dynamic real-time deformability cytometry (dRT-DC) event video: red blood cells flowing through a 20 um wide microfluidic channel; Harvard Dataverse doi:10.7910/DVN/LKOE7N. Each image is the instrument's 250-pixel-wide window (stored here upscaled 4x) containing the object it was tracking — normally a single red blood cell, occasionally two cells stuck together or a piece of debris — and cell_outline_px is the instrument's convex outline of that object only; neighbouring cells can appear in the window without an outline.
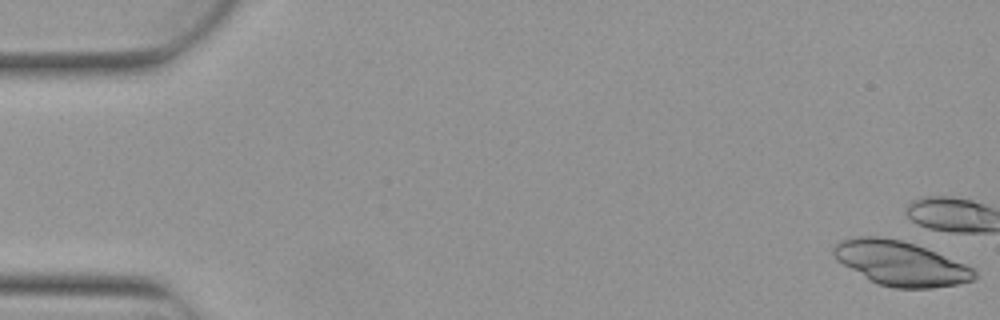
{"species": "Egyptian fruit bat (a non-hibernating species)", "species_latin": "Rousettus aegyptiacus", "temperature_condition": "warm", "stored_images_in_passage": 5, "camera_frame_rate_fps": 3000, "um_per_image_px": 0.085, "animal": {"sex": "female"}, "frame": {"image": 1, "passage_image": 1, "time_ms": 0.0, "image_size_px": [1000, 320], "cell_outline_px": [[976, 280], [960, 284], [932, 288], [896, 288], [880, 284], [868, 280], [836, 260], [832, 252], [832, 248], [840, 240], [860, 236], [880, 236], [900, 240], [916, 244], [936, 252], [964, 264], [972, 268], [976, 272]], "centroid_in_image_um": [76.53, 22.38], "position_along_channel_um": 8.5, "area_um2": 36.53}}